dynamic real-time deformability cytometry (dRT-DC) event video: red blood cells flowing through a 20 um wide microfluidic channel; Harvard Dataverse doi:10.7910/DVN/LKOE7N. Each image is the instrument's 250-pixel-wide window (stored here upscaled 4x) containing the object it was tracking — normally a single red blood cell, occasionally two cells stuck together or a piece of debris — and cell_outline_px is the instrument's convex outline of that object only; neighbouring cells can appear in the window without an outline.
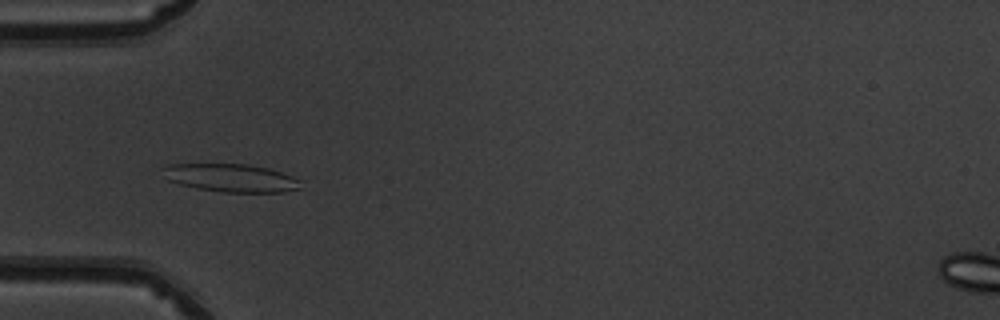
{"species": "common noctule bat (a hibernating species)", "species_latin": "Nyctalus noctula", "temperature_condition": "warm", "stored_images_in_passage": 50, "camera_frame_rate_fps": 3000, "um_per_image_px": 0.085, "animal": {"sex": "male", "body_mass_g": 19.5, "forearm_length_mm": 54.6}, "frame": {"image": 1, "passage_image": 16, "time_ms": 5.0, "image_size_px": [1000, 320], "cell_outline_px": [[304, 180], [300, 188], [284, 192], [220, 192], [196, 188], [180, 184], [168, 180], [164, 168], [172, 164], [248, 164], [268, 168]], "centroid_in_image_um": [19.72, 15.13], "position_along_channel_um": 65.3, "area_um2": 22.43}}
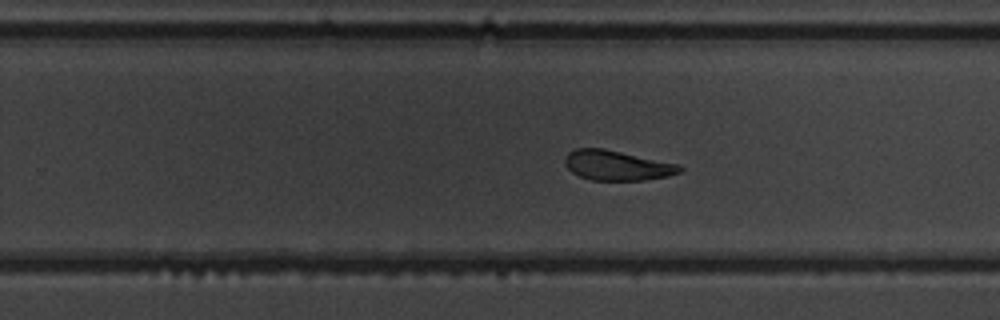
{"frame": {"image": 2, "passage_image": 32, "time_ms": 10.333, "image_size_px": [1000, 320], "cell_outline_px": [[684, 168], [680, 172], [668, 176], [644, 180], [592, 180], [580, 176], [572, 172], [564, 164], [564, 160], [568, 152], [576, 148], [604, 148], [680, 164]], "centroid_in_image_um": [52.46, 14.05], "position_along_channel_um": 277.3, "area_um2": 20.11}}
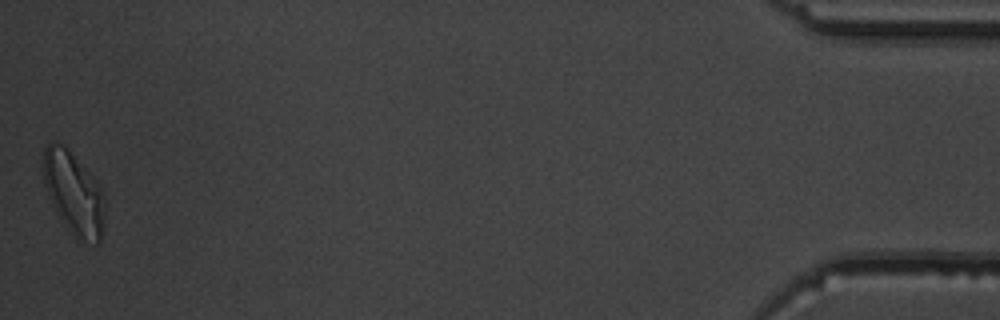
{"frame": {"image": 3, "passage_image": 50, "time_ms": 16.333, "image_size_px": [1000, 320], "cell_outline_px": [[104, 228], [100, 244], [96, 244], [84, 240], [60, 216], [52, 204], [48, 196], [44, 184], [40, 160], [44, 148], [52, 140], [56, 140], [64, 144], [96, 180], [104, 192]], "centroid_in_image_um": [6.24, 16.3], "position_along_channel_um": 429.0, "area_um2": 29.54}, "authors_computed_cell_mechanics": {"area_um2": 22.4264, "velocity_mm_per_s": 4.009, "shape_relaxation_time_tau1_ms": 5.4538, "shape_relaxation_time_tau2_ms": 2.9883, "deformation_change_tau1": 0.129, "deformation_change_tau2": 0.1053}}